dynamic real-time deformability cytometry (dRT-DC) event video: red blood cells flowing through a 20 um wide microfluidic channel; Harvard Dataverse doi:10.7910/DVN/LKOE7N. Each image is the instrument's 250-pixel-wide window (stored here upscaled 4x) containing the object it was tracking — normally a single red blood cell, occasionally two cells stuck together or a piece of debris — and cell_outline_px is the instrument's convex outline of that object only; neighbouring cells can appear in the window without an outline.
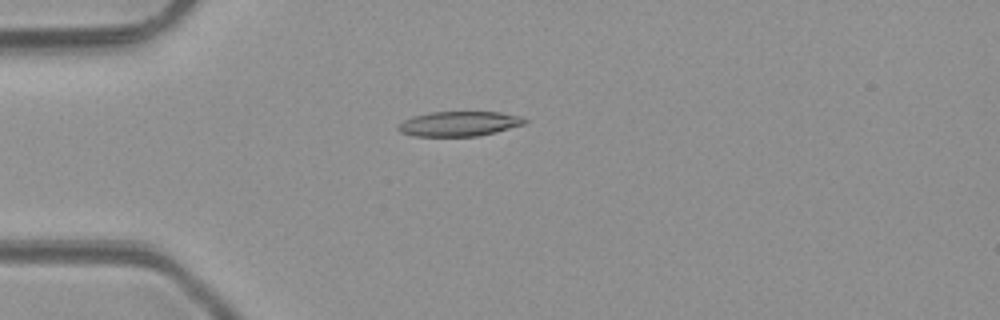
{"species": "common noctule bat (a hibernating species)", "species_latin": "Nyctalus noctula", "temperature_condition": "room temperature", "stored_images_in_passage": 5, "camera_frame_rate_fps": 3000, "um_per_image_px": 0.085, "animal": {"sex": "male", "body_mass_g": 23.1, "forearm_length_mm": 52.7}, "frame": {"image": 1, "passage_image": 4, "time_ms": 3.333, "image_size_px": [1000, 320], "cell_outline_px": [[528, 120], [524, 124], [496, 132], [476, 136], [412, 136], [400, 132], [396, 128], [404, 120], [412, 116], [428, 112], [500, 112], [520, 116]], "centroid_in_image_um": [39.0, 10.52], "position_along_channel_um": 46.0, "area_um2": 18.32}}